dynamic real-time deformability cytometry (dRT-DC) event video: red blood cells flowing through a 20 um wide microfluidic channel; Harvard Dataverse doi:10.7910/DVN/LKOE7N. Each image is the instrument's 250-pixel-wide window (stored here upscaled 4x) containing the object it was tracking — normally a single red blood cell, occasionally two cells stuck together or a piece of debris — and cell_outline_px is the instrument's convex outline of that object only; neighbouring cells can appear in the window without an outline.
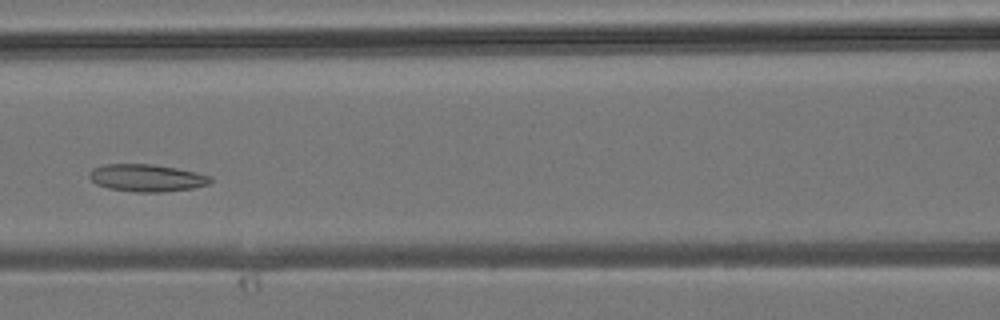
{"species": "common noctule bat (a hibernating species)", "species_latin": "Nyctalus noctula", "temperature_condition": "room temperature", "stored_images_in_passage": 30, "camera_frame_rate_fps": 3000, "um_per_image_px": 0.085, "animal": {"sex": "male", "body_mass_g": 19.2, "forearm_length_mm": 51.8}, "frame": {"image": 1, "passage_image": 9, "time_ms": 2.667, "image_size_px": [1000, 320], "cell_outline_px": [[212, 180], [208, 184], [192, 188], [164, 192], [136, 192], [108, 188], [96, 184], [88, 176], [92, 168], [104, 164], [152, 164], [176, 168], [196, 172], [212, 176]], "centroid_in_image_um": [12.46, 15.12], "position_along_channel_um": 154.1, "area_um2": 19.31}}
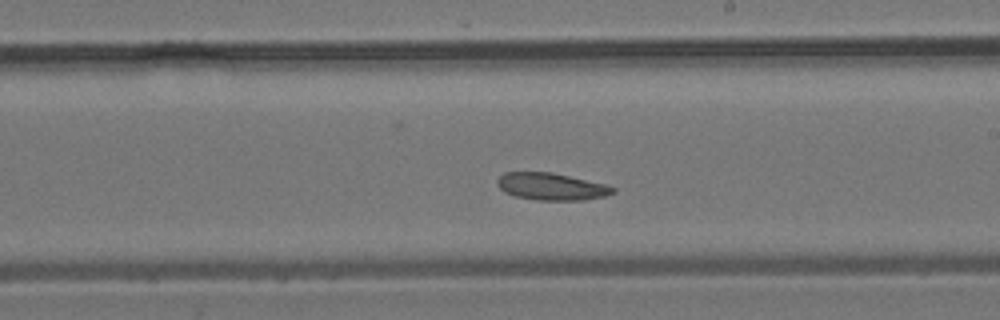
{"frame": {"image": 2, "passage_image": 14, "time_ms": 4.333, "image_size_px": [1000, 320], "cell_outline_px": [[616, 192], [604, 196], [584, 200], [536, 200], [516, 196], [504, 192], [496, 184], [496, 180], [504, 172], [552, 172], [604, 184], [616, 188]], "centroid_in_image_um": [46.85, 15.85], "position_along_channel_um": 242.2, "area_um2": 18.26}}
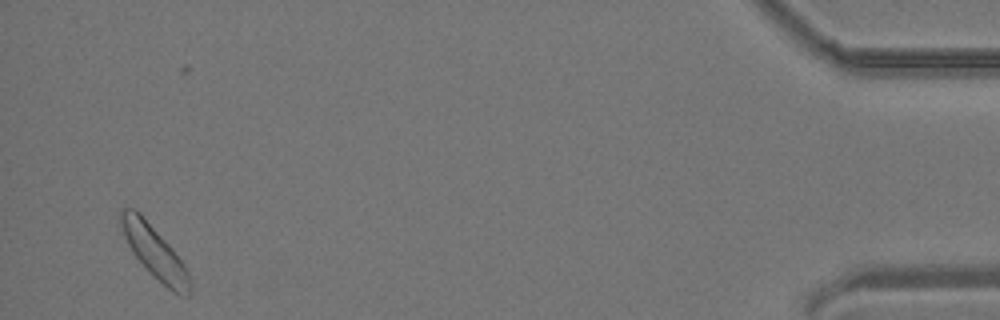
{"frame": {"image": 3, "passage_image": 29, "time_ms": 9.333, "image_size_px": [1000, 320], "cell_outline_px": [[192, 292], [188, 296], [172, 292], [132, 252], [124, 236], [120, 224], [120, 212], [124, 208], [136, 208], [140, 212], [172, 248], [184, 264], [188, 272], [192, 284]], "centroid_in_image_um": [13.16, 21.4], "position_along_channel_um": 422.0, "area_um2": 20.52}}